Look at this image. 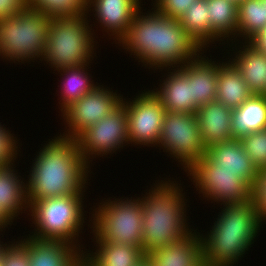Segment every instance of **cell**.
Masks as SVG:
<instances>
[{
  "mask_svg": "<svg viewBox=\"0 0 266 266\" xmlns=\"http://www.w3.org/2000/svg\"><path fill=\"white\" fill-rule=\"evenodd\" d=\"M266 26V5L261 0L238 2L237 42H247ZM239 38V39H238Z\"/></svg>",
  "mask_w": 266,
  "mask_h": 266,
  "instance_id": "f1b7e54d",
  "label": "cell"
},
{
  "mask_svg": "<svg viewBox=\"0 0 266 266\" xmlns=\"http://www.w3.org/2000/svg\"><path fill=\"white\" fill-rule=\"evenodd\" d=\"M207 7L210 30L222 41L221 45L237 42L238 3L235 0H207Z\"/></svg>",
  "mask_w": 266,
  "mask_h": 266,
  "instance_id": "4316f807",
  "label": "cell"
},
{
  "mask_svg": "<svg viewBox=\"0 0 266 266\" xmlns=\"http://www.w3.org/2000/svg\"><path fill=\"white\" fill-rule=\"evenodd\" d=\"M225 44H227V46H224L223 48L232 47V50L226 49V51H234V54L232 52L231 54L230 52H226L228 58L224 60H227L230 57L232 58H230L229 61L240 72L253 95H266V55L255 50L247 42L241 41L240 43L231 42V45L229 43Z\"/></svg>",
  "mask_w": 266,
  "mask_h": 266,
  "instance_id": "2e32d148",
  "label": "cell"
},
{
  "mask_svg": "<svg viewBox=\"0 0 266 266\" xmlns=\"http://www.w3.org/2000/svg\"><path fill=\"white\" fill-rule=\"evenodd\" d=\"M86 190L79 193L64 195L53 198L28 201L29 221L34 224V230L29 232L30 236L44 240H59L68 242L80 249L85 247L79 241L83 234V224L87 220L84 210V199ZM81 244V245H80Z\"/></svg>",
  "mask_w": 266,
  "mask_h": 266,
  "instance_id": "5b68a950",
  "label": "cell"
},
{
  "mask_svg": "<svg viewBox=\"0 0 266 266\" xmlns=\"http://www.w3.org/2000/svg\"><path fill=\"white\" fill-rule=\"evenodd\" d=\"M164 71H167L161 76L164 79L152 92L162 101L166 112L195 114L198 108L192 103L191 80L178 67L164 68Z\"/></svg>",
  "mask_w": 266,
  "mask_h": 266,
  "instance_id": "ffe728a7",
  "label": "cell"
},
{
  "mask_svg": "<svg viewBox=\"0 0 266 266\" xmlns=\"http://www.w3.org/2000/svg\"><path fill=\"white\" fill-rule=\"evenodd\" d=\"M157 147L177 161L186 171L193 163L206 155L195 114L168 111L164 115Z\"/></svg>",
  "mask_w": 266,
  "mask_h": 266,
  "instance_id": "30bf717a",
  "label": "cell"
},
{
  "mask_svg": "<svg viewBox=\"0 0 266 266\" xmlns=\"http://www.w3.org/2000/svg\"><path fill=\"white\" fill-rule=\"evenodd\" d=\"M58 135L48 139L32 160L26 181L28 201L76 194L88 188L92 172L79 153L76 139Z\"/></svg>",
  "mask_w": 266,
  "mask_h": 266,
  "instance_id": "7a4b0ae2",
  "label": "cell"
},
{
  "mask_svg": "<svg viewBox=\"0 0 266 266\" xmlns=\"http://www.w3.org/2000/svg\"><path fill=\"white\" fill-rule=\"evenodd\" d=\"M210 231L201 234L204 266H238L262 224L254 199L224 204ZM223 208V209H222ZM255 239V240H254Z\"/></svg>",
  "mask_w": 266,
  "mask_h": 266,
  "instance_id": "3957f363",
  "label": "cell"
},
{
  "mask_svg": "<svg viewBox=\"0 0 266 266\" xmlns=\"http://www.w3.org/2000/svg\"><path fill=\"white\" fill-rule=\"evenodd\" d=\"M111 89L104 87V84H99L88 94L68 106L61 113L65 130L60 135L75 139L82 131L95 125L115 109L122 102L123 95L118 94L117 90L113 92L114 90Z\"/></svg>",
  "mask_w": 266,
  "mask_h": 266,
  "instance_id": "4fadbf2b",
  "label": "cell"
},
{
  "mask_svg": "<svg viewBox=\"0 0 266 266\" xmlns=\"http://www.w3.org/2000/svg\"><path fill=\"white\" fill-rule=\"evenodd\" d=\"M206 52L178 67L191 80L192 103L197 108L216 100L218 67L223 63L212 61Z\"/></svg>",
  "mask_w": 266,
  "mask_h": 266,
  "instance_id": "ac0fdd59",
  "label": "cell"
},
{
  "mask_svg": "<svg viewBox=\"0 0 266 266\" xmlns=\"http://www.w3.org/2000/svg\"><path fill=\"white\" fill-rule=\"evenodd\" d=\"M253 199L259 210L261 223L266 221V168L258 170V176L253 188Z\"/></svg>",
  "mask_w": 266,
  "mask_h": 266,
  "instance_id": "e575fe53",
  "label": "cell"
},
{
  "mask_svg": "<svg viewBox=\"0 0 266 266\" xmlns=\"http://www.w3.org/2000/svg\"><path fill=\"white\" fill-rule=\"evenodd\" d=\"M94 244H96V248L93 249L95 252L89 249L83 251L85 266H139L146 260V254L140 247L113 242H94Z\"/></svg>",
  "mask_w": 266,
  "mask_h": 266,
  "instance_id": "603a6c76",
  "label": "cell"
},
{
  "mask_svg": "<svg viewBox=\"0 0 266 266\" xmlns=\"http://www.w3.org/2000/svg\"><path fill=\"white\" fill-rule=\"evenodd\" d=\"M247 43L255 50L266 55V26L253 37H251Z\"/></svg>",
  "mask_w": 266,
  "mask_h": 266,
  "instance_id": "8d00e7d4",
  "label": "cell"
},
{
  "mask_svg": "<svg viewBox=\"0 0 266 266\" xmlns=\"http://www.w3.org/2000/svg\"><path fill=\"white\" fill-rule=\"evenodd\" d=\"M206 155L216 164L217 170L235 171L254 188L258 168L246 154L239 138L211 145L207 148Z\"/></svg>",
  "mask_w": 266,
  "mask_h": 266,
  "instance_id": "d6986e66",
  "label": "cell"
},
{
  "mask_svg": "<svg viewBox=\"0 0 266 266\" xmlns=\"http://www.w3.org/2000/svg\"><path fill=\"white\" fill-rule=\"evenodd\" d=\"M28 7L49 17L75 16L87 13V0H28Z\"/></svg>",
  "mask_w": 266,
  "mask_h": 266,
  "instance_id": "f546056e",
  "label": "cell"
},
{
  "mask_svg": "<svg viewBox=\"0 0 266 266\" xmlns=\"http://www.w3.org/2000/svg\"><path fill=\"white\" fill-rule=\"evenodd\" d=\"M11 224L13 223L3 214V212L0 209V233H1L0 236L2 235V237H4L3 233L5 232V229L6 228L9 229L8 225L12 226Z\"/></svg>",
  "mask_w": 266,
  "mask_h": 266,
  "instance_id": "74e56055",
  "label": "cell"
},
{
  "mask_svg": "<svg viewBox=\"0 0 266 266\" xmlns=\"http://www.w3.org/2000/svg\"><path fill=\"white\" fill-rule=\"evenodd\" d=\"M187 176L202 198L208 202L224 204L244 203L253 199V188L235 171L217 170L216 164L207 156L193 163Z\"/></svg>",
  "mask_w": 266,
  "mask_h": 266,
  "instance_id": "9c48e42d",
  "label": "cell"
},
{
  "mask_svg": "<svg viewBox=\"0 0 266 266\" xmlns=\"http://www.w3.org/2000/svg\"><path fill=\"white\" fill-rule=\"evenodd\" d=\"M89 64L90 63L57 71L58 74H60L59 76H62L61 81H63L57 86L60 87V91L57 92L60 93V95H57L60 96L59 99H61L58 102V107H61H59L61 113L72 103L76 102L99 85L98 82H94L95 80L92 79L93 77L90 72H87L90 71L88 69L91 68L89 67L91 64Z\"/></svg>",
  "mask_w": 266,
  "mask_h": 266,
  "instance_id": "d4e9b609",
  "label": "cell"
},
{
  "mask_svg": "<svg viewBox=\"0 0 266 266\" xmlns=\"http://www.w3.org/2000/svg\"><path fill=\"white\" fill-rule=\"evenodd\" d=\"M239 139L246 154L258 170L266 168V129L251 132Z\"/></svg>",
  "mask_w": 266,
  "mask_h": 266,
  "instance_id": "4dcf8cb0",
  "label": "cell"
},
{
  "mask_svg": "<svg viewBox=\"0 0 266 266\" xmlns=\"http://www.w3.org/2000/svg\"><path fill=\"white\" fill-rule=\"evenodd\" d=\"M152 266H204L202 240L197 229L182 239L146 254Z\"/></svg>",
  "mask_w": 266,
  "mask_h": 266,
  "instance_id": "e0dca14e",
  "label": "cell"
},
{
  "mask_svg": "<svg viewBox=\"0 0 266 266\" xmlns=\"http://www.w3.org/2000/svg\"><path fill=\"white\" fill-rule=\"evenodd\" d=\"M75 139L79 153L90 168L94 158L107 157L108 154L111 156L113 153L116 155V151L120 152L124 146L130 144L125 104L121 102L107 116L86 128Z\"/></svg>",
  "mask_w": 266,
  "mask_h": 266,
  "instance_id": "8fae6325",
  "label": "cell"
},
{
  "mask_svg": "<svg viewBox=\"0 0 266 266\" xmlns=\"http://www.w3.org/2000/svg\"><path fill=\"white\" fill-rule=\"evenodd\" d=\"M162 179L152 183L151 189H146L144 196H140L143 207L142 249L145 254L172 244L195 229L187 220L188 200L181 180L178 183L175 178Z\"/></svg>",
  "mask_w": 266,
  "mask_h": 266,
  "instance_id": "277c9868",
  "label": "cell"
},
{
  "mask_svg": "<svg viewBox=\"0 0 266 266\" xmlns=\"http://www.w3.org/2000/svg\"><path fill=\"white\" fill-rule=\"evenodd\" d=\"M153 8L160 14L179 20L180 17L192 6L197 0H151ZM154 1V2H153Z\"/></svg>",
  "mask_w": 266,
  "mask_h": 266,
  "instance_id": "836d02e7",
  "label": "cell"
},
{
  "mask_svg": "<svg viewBox=\"0 0 266 266\" xmlns=\"http://www.w3.org/2000/svg\"><path fill=\"white\" fill-rule=\"evenodd\" d=\"M266 129V95H252L232 112V132L240 138Z\"/></svg>",
  "mask_w": 266,
  "mask_h": 266,
  "instance_id": "484cf974",
  "label": "cell"
},
{
  "mask_svg": "<svg viewBox=\"0 0 266 266\" xmlns=\"http://www.w3.org/2000/svg\"><path fill=\"white\" fill-rule=\"evenodd\" d=\"M14 166L17 167L14 163L0 167V209L12 223L19 218L18 215L29 210L27 180L21 177L20 172L18 174Z\"/></svg>",
  "mask_w": 266,
  "mask_h": 266,
  "instance_id": "7402d4cb",
  "label": "cell"
},
{
  "mask_svg": "<svg viewBox=\"0 0 266 266\" xmlns=\"http://www.w3.org/2000/svg\"><path fill=\"white\" fill-rule=\"evenodd\" d=\"M143 91L132 99L122 98L127 109L128 141L131 146L157 148L166 110L152 90Z\"/></svg>",
  "mask_w": 266,
  "mask_h": 266,
  "instance_id": "7c38bea8",
  "label": "cell"
},
{
  "mask_svg": "<svg viewBox=\"0 0 266 266\" xmlns=\"http://www.w3.org/2000/svg\"><path fill=\"white\" fill-rule=\"evenodd\" d=\"M90 16L82 13L51 18L48 41L41 63H49L53 71L92 64L98 46L95 37H98L92 28L93 25L90 24L92 19H88Z\"/></svg>",
  "mask_w": 266,
  "mask_h": 266,
  "instance_id": "8992f818",
  "label": "cell"
},
{
  "mask_svg": "<svg viewBox=\"0 0 266 266\" xmlns=\"http://www.w3.org/2000/svg\"><path fill=\"white\" fill-rule=\"evenodd\" d=\"M1 238V237H0ZM8 243V244H7ZM5 242L3 243L1 240H0V266H2V261H3V255H4V252L6 250V248L10 245L9 242Z\"/></svg>",
  "mask_w": 266,
  "mask_h": 266,
  "instance_id": "f35d334b",
  "label": "cell"
},
{
  "mask_svg": "<svg viewBox=\"0 0 266 266\" xmlns=\"http://www.w3.org/2000/svg\"><path fill=\"white\" fill-rule=\"evenodd\" d=\"M28 7V0H0V19L9 18Z\"/></svg>",
  "mask_w": 266,
  "mask_h": 266,
  "instance_id": "d590c367",
  "label": "cell"
},
{
  "mask_svg": "<svg viewBox=\"0 0 266 266\" xmlns=\"http://www.w3.org/2000/svg\"><path fill=\"white\" fill-rule=\"evenodd\" d=\"M50 22L51 17L31 7L9 18L0 19L1 59L12 64L41 61L48 41Z\"/></svg>",
  "mask_w": 266,
  "mask_h": 266,
  "instance_id": "52a82bcc",
  "label": "cell"
},
{
  "mask_svg": "<svg viewBox=\"0 0 266 266\" xmlns=\"http://www.w3.org/2000/svg\"><path fill=\"white\" fill-rule=\"evenodd\" d=\"M13 241L4 252L2 266H29L28 243L23 238Z\"/></svg>",
  "mask_w": 266,
  "mask_h": 266,
  "instance_id": "d6a6232c",
  "label": "cell"
},
{
  "mask_svg": "<svg viewBox=\"0 0 266 266\" xmlns=\"http://www.w3.org/2000/svg\"><path fill=\"white\" fill-rule=\"evenodd\" d=\"M135 197L104 198L93 206L94 209L90 207L93 211L89 212L92 215L87 221L88 227L92 228L90 233L94 235L92 242L130 244L142 249L143 207L141 198Z\"/></svg>",
  "mask_w": 266,
  "mask_h": 266,
  "instance_id": "ba28073f",
  "label": "cell"
},
{
  "mask_svg": "<svg viewBox=\"0 0 266 266\" xmlns=\"http://www.w3.org/2000/svg\"><path fill=\"white\" fill-rule=\"evenodd\" d=\"M139 266H152L148 261H147V259L144 261V262H142Z\"/></svg>",
  "mask_w": 266,
  "mask_h": 266,
  "instance_id": "ab89813d",
  "label": "cell"
},
{
  "mask_svg": "<svg viewBox=\"0 0 266 266\" xmlns=\"http://www.w3.org/2000/svg\"><path fill=\"white\" fill-rule=\"evenodd\" d=\"M137 11L117 45L146 68L163 71L195 60L204 50L183 29L179 20L158 13Z\"/></svg>",
  "mask_w": 266,
  "mask_h": 266,
  "instance_id": "6da1fadb",
  "label": "cell"
},
{
  "mask_svg": "<svg viewBox=\"0 0 266 266\" xmlns=\"http://www.w3.org/2000/svg\"><path fill=\"white\" fill-rule=\"evenodd\" d=\"M187 34L205 51L221 40L210 30L207 0H197L179 19ZM207 48V49H206Z\"/></svg>",
  "mask_w": 266,
  "mask_h": 266,
  "instance_id": "83f0119b",
  "label": "cell"
},
{
  "mask_svg": "<svg viewBox=\"0 0 266 266\" xmlns=\"http://www.w3.org/2000/svg\"><path fill=\"white\" fill-rule=\"evenodd\" d=\"M22 237L28 243L29 266H81L83 264V251L68 242L37 239L30 235H22Z\"/></svg>",
  "mask_w": 266,
  "mask_h": 266,
  "instance_id": "9a60e30c",
  "label": "cell"
},
{
  "mask_svg": "<svg viewBox=\"0 0 266 266\" xmlns=\"http://www.w3.org/2000/svg\"><path fill=\"white\" fill-rule=\"evenodd\" d=\"M1 123L2 122H0V167L15 163L17 161L16 158L18 159V155L21 153L19 150L21 145H19L20 143L18 142L20 139H17L18 137Z\"/></svg>",
  "mask_w": 266,
  "mask_h": 266,
  "instance_id": "1f68e13d",
  "label": "cell"
},
{
  "mask_svg": "<svg viewBox=\"0 0 266 266\" xmlns=\"http://www.w3.org/2000/svg\"><path fill=\"white\" fill-rule=\"evenodd\" d=\"M218 67L216 100L228 108H238L253 94L240 72L228 60Z\"/></svg>",
  "mask_w": 266,
  "mask_h": 266,
  "instance_id": "cb8c5ba5",
  "label": "cell"
},
{
  "mask_svg": "<svg viewBox=\"0 0 266 266\" xmlns=\"http://www.w3.org/2000/svg\"><path fill=\"white\" fill-rule=\"evenodd\" d=\"M232 108L217 100L200 106L195 115L206 148L213 144L234 139L232 132Z\"/></svg>",
  "mask_w": 266,
  "mask_h": 266,
  "instance_id": "44dd1931",
  "label": "cell"
},
{
  "mask_svg": "<svg viewBox=\"0 0 266 266\" xmlns=\"http://www.w3.org/2000/svg\"><path fill=\"white\" fill-rule=\"evenodd\" d=\"M142 0H87V14L94 15L96 23L117 44L126 34ZM92 8V9H91ZM98 21V22H97Z\"/></svg>",
  "mask_w": 266,
  "mask_h": 266,
  "instance_id": "5bb4252c",
  "label": "cell"
}]
</instances>
